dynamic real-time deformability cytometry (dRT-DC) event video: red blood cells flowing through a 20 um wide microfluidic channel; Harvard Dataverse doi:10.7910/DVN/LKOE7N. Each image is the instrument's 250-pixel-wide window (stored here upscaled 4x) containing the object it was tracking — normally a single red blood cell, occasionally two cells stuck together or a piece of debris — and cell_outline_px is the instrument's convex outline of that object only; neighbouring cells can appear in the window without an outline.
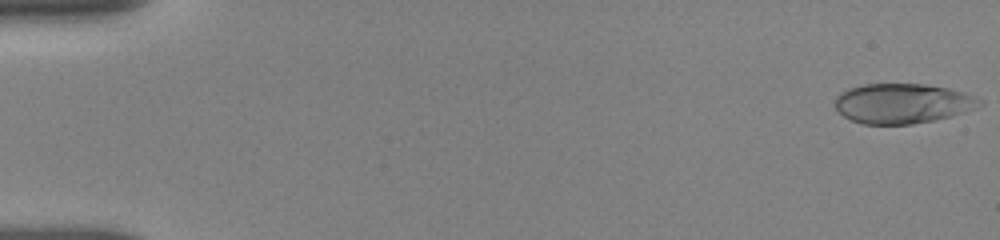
{"species": "human", "species_latin": "Homo sapiens", "temperature_condition": "room temperature", "stored_images_in_passage": 13, "camera_frame_rate_fps": 3000, "um_per_image_px": 0.085, "donor": {"sex": "female"}, "frame": {"image": 1, "passage_image": 1, "time_ms": 0.0, "image_size_px": [1000, 240], "cell_outline_px": [[984, 104], [976, 108], [952, 116], [912, 124], [864, 124], [852, 120], [844, 116], [836, 108], [836, 96], [840, 92], [848, 88], [864, 84], [924, 84], [948, 88], [964, 92], [984, 100]], "centroid_in_image_um": [76.74, 8.78], "position_along_channel_um": 8.3, "area_um2": 33.64}}
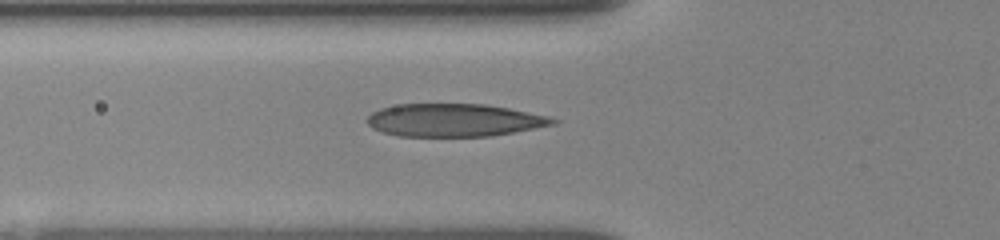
{"frame": {"image": 2, "passage_image": 10, "time_ms": 6.0, "image_size_px": [1000, 240], "cell_outline_px": [[560, 120], [556, 124], [492, 136], [400, 136], [384, 132], [372, 128], [364, 120], [372, 112], [380, 108], [400, 104], [484, 104], [508, 108], [548, 116]], "centroid_in_image_um": [38.59, 10.21], "position_along_channel_um": 87.2, "area_um2": 35.49}}
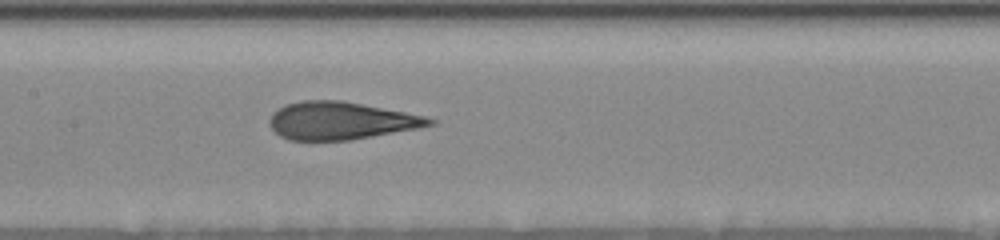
{"frame": {"image": 3, "passage_image": 13, "time_ms": 8.333, "image_size_px": [1000, 240], "cell_outline_px": [[436, 124], [416, 128], [352, 140], [288, 140], [280, 136], [272, 128], [268, 120], [272, 112], [288, 104], [304, 100], [340, 100], [404, 112], [424, 116], [436, 120]], "centroid_in_image_um": [28.94, 10.26], "position_along_channel_um": 178.5, "area_um2": 34.74}}